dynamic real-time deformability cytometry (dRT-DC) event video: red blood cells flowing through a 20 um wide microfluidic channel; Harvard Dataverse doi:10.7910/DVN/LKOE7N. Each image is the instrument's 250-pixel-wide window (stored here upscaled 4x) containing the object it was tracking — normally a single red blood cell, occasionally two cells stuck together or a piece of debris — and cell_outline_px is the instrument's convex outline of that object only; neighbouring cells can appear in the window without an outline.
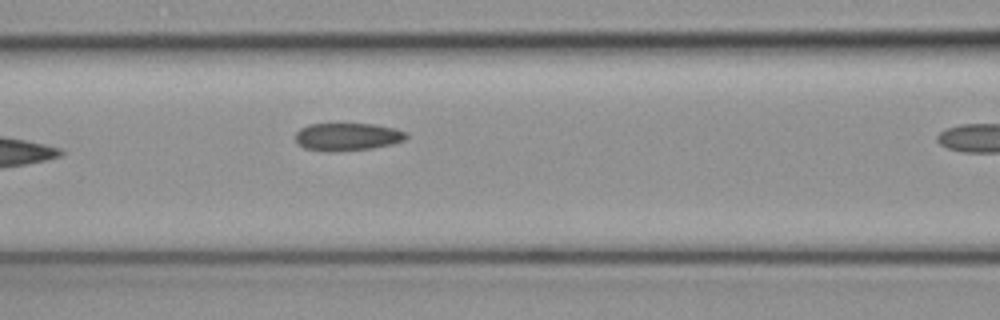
{"species": "common noctule bat (a hibernating species)", "species_latin": "Nyctalus noctula", "temperature_condition": "cold", "stored_images_in_passage": 4, "segment_of_instrument_passage": [1, 2], "camera_frame_rate_fps": 3000, "um_per_image_px": 0.085, "animal": {"sex": "female", "body_mass_g": 19.3, "forearm_length_mm": 54.1}, "frame": {"image": 1, "passage_image": 3, "time_ms": 0.667, "image_size_px": [1000, 320], "cell_outline_px": [[408, 136], [404, 140], [392, 144], [372, 148], [332, 152], [328, 152], [304, 148], [296, 140], [296, 132], [300, 128], [308, 124], [376, 124], [396, 128], [404, 132]], "centroid_in_image_um": [29.53, 11.62], "position_along_channel_um": 137.1, "area_um2": 17.92}}